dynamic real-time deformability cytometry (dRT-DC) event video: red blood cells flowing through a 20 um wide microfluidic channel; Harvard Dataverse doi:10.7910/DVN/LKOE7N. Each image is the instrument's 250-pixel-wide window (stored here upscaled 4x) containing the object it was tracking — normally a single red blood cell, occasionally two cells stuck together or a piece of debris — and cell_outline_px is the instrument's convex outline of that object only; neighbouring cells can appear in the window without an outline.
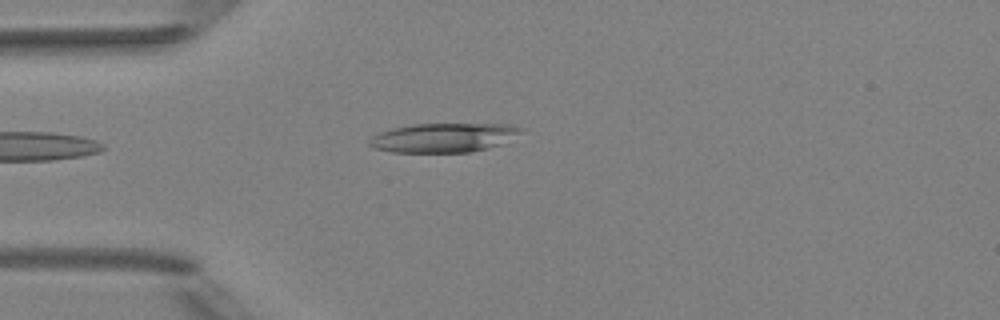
{"species": "Egyptian fruit bat (a non-hibernating species)", "species_latin": "Rousettus aegyptiacus", "temperature_condition": "room temperature", "stored_images_in_passage": 4, "camera_frame_rate_fps": 3000, "um_per_image_px": 0.085, "animal": {"sex": "female"}, "frame": {"image": 1, "passage_image": 3, "time_ms": 2.333, "image_size_px": [1000, 320], "cell_outline_px": [[524, 128], [520, 132], [504, 144], [488, 148], [468, 152], [392, 152], [372, 148], [368, 144], [368, 140], [372, 136], [380, 132], [392, 128], [412, 124], [508, 124]], "centroid_in_image_um": [37.68, 11.7], "position_along_channel_um": 47.3, "area_um2": 25.84}}